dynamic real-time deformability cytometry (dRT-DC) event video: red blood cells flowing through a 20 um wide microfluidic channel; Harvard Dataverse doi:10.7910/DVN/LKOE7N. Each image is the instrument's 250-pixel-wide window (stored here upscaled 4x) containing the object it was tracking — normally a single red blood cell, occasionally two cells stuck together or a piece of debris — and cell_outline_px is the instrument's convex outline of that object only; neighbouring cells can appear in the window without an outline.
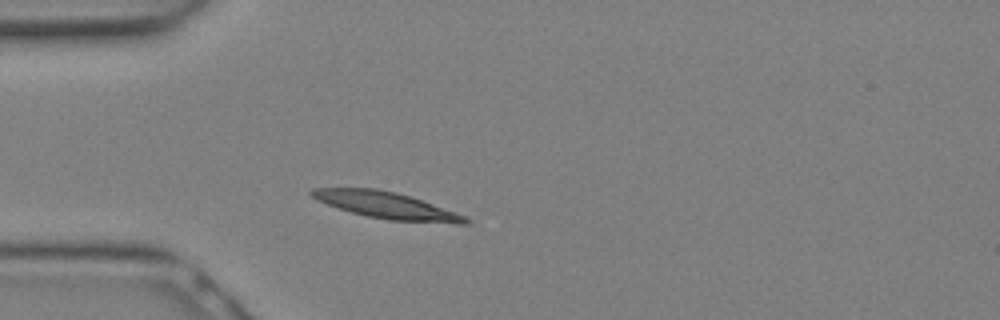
{"species": "Egyptian fruit bat (a non-hibernating species)", "species_latin": "Rousettus aegyptiacus", "temperature_condition": "warm", "stored_images_in_passage": 7, "camera_frame_rate_fps": 3000, "um_per_image_px": 0.085, "animal": {"sex": "female"}, "frame": {"image": 1, "passage_image": 1, "time_ms": 0.0, "image_size_px": [1000, 320], "cell_outline_px": [[472, 224], [456, 224], [388, 220], [368, 216], [336, 208], [316, 200], [308, 192], [312, 188], [376, 188], [396, 192], [456, 212], [472, 220]], "centroid_in_image_um": [32.85, 17.46], "position_along_channel_um": 52.1, "area_um2": 23.87}}
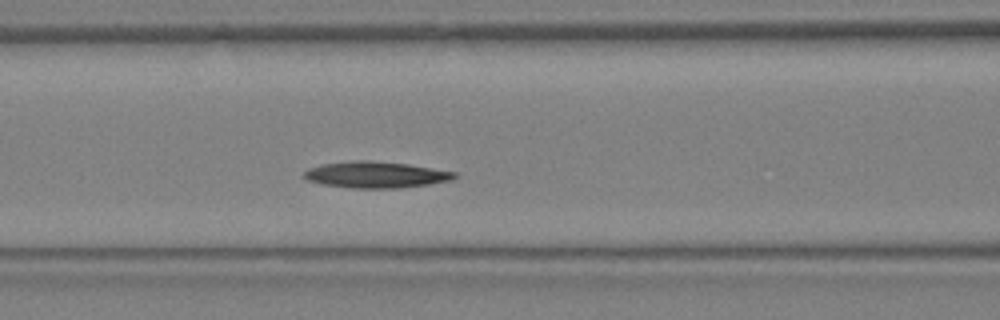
{"frame": {"image": 2, "passage_image": 5, "time_ms": 1.333, "image_size_px": [1000, 320], "cell_outline_px": [[456, 176], [452, 180], [428, 184], [400, 188], [352, 188], [324, 184], [308, 180], [304, 176], [304, 172], [308, 168], [324, 164], [352, 160], [368, 160], [408, 164], [456, 172]], "centroid_in_image_um": [31.95, 14.85], "position_along_channel_um": 134.6, "area_um2": 22.89}}
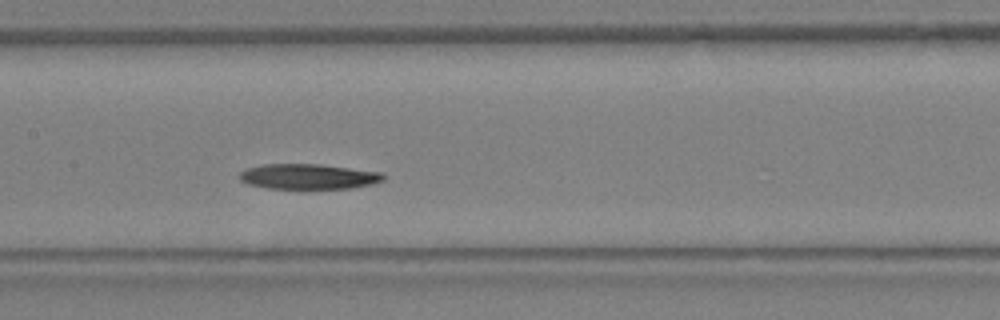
{"frame": {"image": 3, "passage_image": 7, "time_ms": 2.0, "image_size_px": [1000, 320], "cell_outline_px": [[384, 180], [372, 184], [352, 188], [268, 188], [248, 184], [240, 180], [240, 172], [248, 168], [264, 164], [320, 164], [384, 172]], "centroid_in_image_um": [26.25, 15.0], "position_along_channel_um": 181.1, "area_um2": 21.1}}